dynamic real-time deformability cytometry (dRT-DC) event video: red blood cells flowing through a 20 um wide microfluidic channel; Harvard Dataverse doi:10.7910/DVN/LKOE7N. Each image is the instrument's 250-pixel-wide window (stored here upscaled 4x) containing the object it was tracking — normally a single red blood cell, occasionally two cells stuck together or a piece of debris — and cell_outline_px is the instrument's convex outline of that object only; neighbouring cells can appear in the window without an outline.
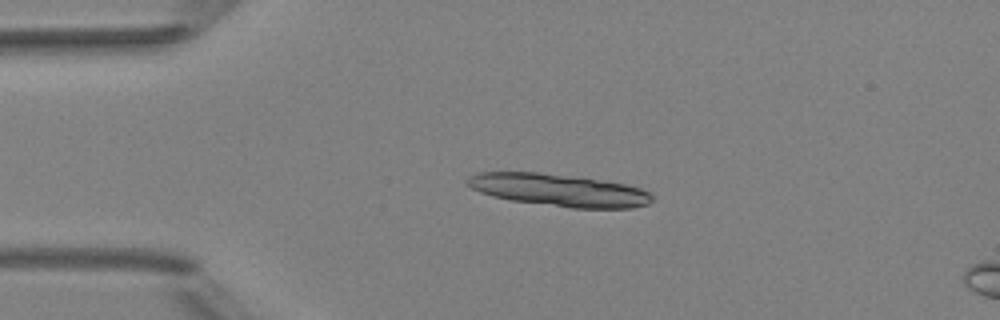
{"species": "Egyptian fruit bat (a non-hibernating species)", "species_latin": "Rousettus aegyptiacus", "temperature_condition": "room temperature", "stored_images_in_passage": 6, "camera_frame_rate_fps": 3000, "um_per_image_px": 0.085, "animal": {"sex": "female"}, "frame": {"image": 1, "passage_image": 4, "time_ms": 3.333, "image_size_px": [1000, 320], "cell_outline_px": [[652, 200], [648, 204], [632, 208], [572, 208], [512, 200], [492, 196], [480, 192], [464, 184], [464, 180], [468, 176], [480, 172], [536, 172], [604, 180], [624, 184], [640, 188], [652, 192]], "centroid_in_image_um": [47.49, 16.16], "position_along_channel_um": 37.5, "area_um2": 34.85}}